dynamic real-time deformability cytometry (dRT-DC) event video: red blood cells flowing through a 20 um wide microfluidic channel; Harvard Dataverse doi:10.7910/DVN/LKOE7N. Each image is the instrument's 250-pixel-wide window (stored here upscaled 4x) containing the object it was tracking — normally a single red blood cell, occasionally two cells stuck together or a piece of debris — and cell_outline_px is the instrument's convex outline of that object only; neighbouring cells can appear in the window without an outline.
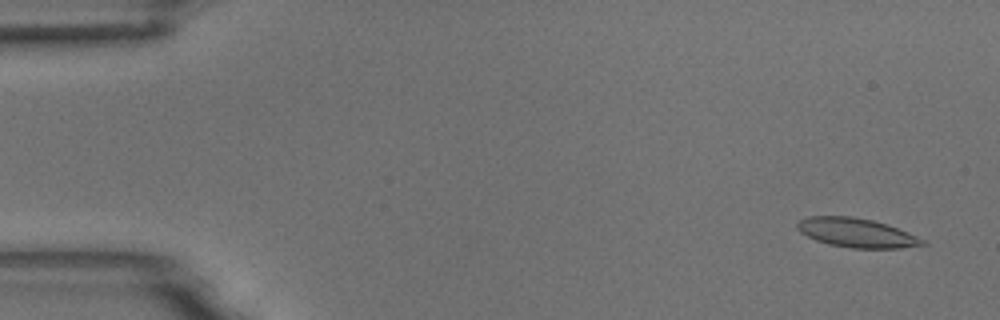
{"species": "common noctule bat (a hibernating species)", "species_latin": "Nyctalus noctula", "temperature_condition": "room temperature", "stored_images_in_passage": 5, "camera_frame_rate_fps": 3000, "um_per_image_px": 0.085, "animal": {"sex": "male", "body_mass_g": 18.8}, "frame": {"image": 1, "passage_image": 1, "time_ms": 0.0, "image_size_px": [1000, 320], "cell_outline_px": [[928, 244], [900, 248], [852, 248], [828, 244], [816, 240], [800, 232], [796, 228], [796, 224], [800, 220], [808, 216], [852, 216], [872, 220], [888, 224], [916, 236], [924, 240]], "centroid_in_image_um": [72.79, 19.78], "position_along_channel_um": 12.2, "area_um2": 21.21}}
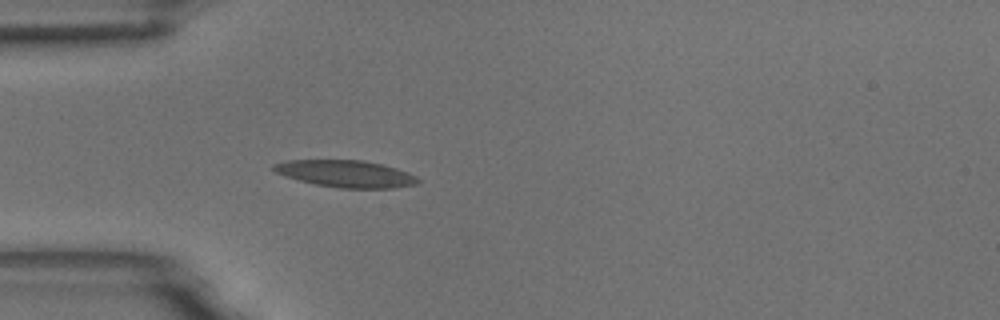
{"frame": {"image": 2, "passage_image": 5, "time_ms": 1.333, "image_size_px": [1000, 320], "cell_outline_px": [[420, 180], [416, 184], [392, 188], [340, 188], [316, 184], [284, 176], [276, 172], [272, 168], [272, 164], [288, 160], [364, 160], [396, 168], [408, 172], [416, 176]], "centroid_in_image_um": [29.39, 14.76], "position_along_channel_um": 55.6, "area_um2": 22.54}}